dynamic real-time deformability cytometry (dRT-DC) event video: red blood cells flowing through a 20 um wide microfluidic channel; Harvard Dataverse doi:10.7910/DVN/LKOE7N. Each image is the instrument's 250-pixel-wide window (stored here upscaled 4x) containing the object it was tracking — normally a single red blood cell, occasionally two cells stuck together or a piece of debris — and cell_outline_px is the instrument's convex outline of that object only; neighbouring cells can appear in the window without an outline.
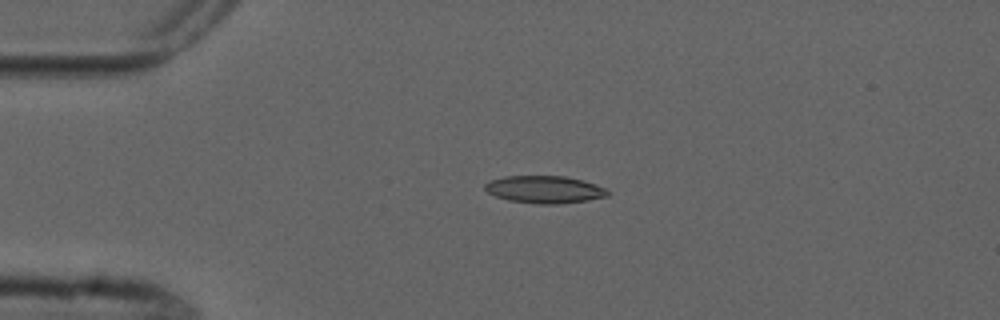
{"species": "common noctule bat (a hibernating species)", "species_latin": "Nyctalus noctula", "temperature_condition": "cold", "stored_images_in_passage": 2, "camera_frame_rate_fps": 3000, "um_per_image_px": 0.085, "animal": {"sex": "male", "forearm_length_mm": 52.5}, "frame": {"image": 1, "passage_image": 1, "time_ms": 0.0, "image_size_px": [1000, 320], "cell_outline_px": [[608, 196], [588, 200], [560, 204], [536, 204], [508, 200], [496, 196], [488, 192], [484, 188], [484, 184], [488, 180], [504, 176], [564, 176], [596, 184], [604, 188], [608, 192]], "centroid_in_image_um": [46.24, 16.11], "position_along_channel_um": 38.8, "area_um2": 19.59}}